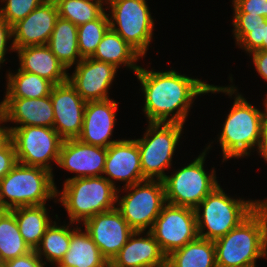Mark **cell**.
<instances>
[{
    "instance_id": "6da1fadb",
    "label": "cell",
    "mask_w": 267,
    "mask_h": 267,
    "mask_svg": "<svg viewBox=\"0 0 267 267\" xmlns=\"http://www.w3.org/2000/svg\"><path fill=\"white\" fill-rule=\"evenodd\" d=\"M144 94L142 108L148 122L185 124L198 96L208 94L210 84L175 70L154 71L139 67L134 74Z\"/></svg>"
},
{
    "instance_id": "7a4b0ae2",
    "label": "cell",
    "mask_w": 267,
    "mask_h": 267,
    "mask_svg": "<svg viewBox=\"0 0 267 267\" xmlns=\"http://www.w3.org/2000/svg\"><path fill=\"white\" fill-rule=\"evenodd\" d=\"M235 85L214 86L210 84L207 93H225L234 97L233 106L226 116L219 142L223 154V160L243 158L250 156L251 150H257L259 155L264 139V122L267 111V95L264 97V111L250 104L241 93H238ZM257 146V147H256Z\"/></svg>"
},
{
    "instance_id": "3957f363",
    "label": "cell",
    "mask_w": 267,
    "mask_h": 267,
    "mask_svg": "<svg viewBox=\"0 0 267 267\" xmlns=\"http://www.w3.org/2000/svg\"><path fill=\"white\" fill-rule=\"evenodd\" d=\"M216 267L256 266L267 257V198L238 226L214 241Z\"/></svg>"
},
{
    "instance_id": "277c9868",
    "label": "cell",
    "mask_w": 267,
    "mask_h": 267,
    "mask_svg": "<svg viewBox=\"0 0 267 267\" xmlns=\"http://www.w3.org/2000/svg\"><path fill=\"white\" fill-rule=\"evenodd\" d=\"M220 184L195 208L198 237L215 241L246 219L264 200L235 199ZM206 230V231H205Z\"/></svg>"
},
{
    "instance_id": "5b68a950",
    "label": "cell",
    "mask_w": 267,
    "mask_h": 267,
    "mask_svg": "<svg viewBox=\"0 0 267 267\" xmlns=\"http://www.w3.org/2000/svg\"><path fill=\"white\" fill-rule=\"evenodd\" d=\"M118 189L104 176L65 180L62 191L57 189L58 200L54 202L62 204L69 222L81 225L98 213L115 209Z\"/></svg>"
},
{
    "instance_id": "8992f818",
    "label": "cell",
    "mask_w": 267,
    "mask_h": 267,
    "mask_svg": "<svg viewBox=\"0 0 267 267\" xmlns=\"http://www.w3.org/2000/svg\"><path fill=\"white\" fill-rule=\"evenodd\" d=\"M56 194L54 174L38 166L17 163L0 181V206L3 210L45 205L50 199L57 198Z\"/></svg>"
},
{
    "instance_id": "52a82bcc",
    "label": "cell",
    "mask_w": 267,
    "mask_h": 267,
    "mask_svg": "<svg viewBox=\"0 0 267 267\" xmlns=\"http://www.w3.org/2000/svg\"><path fill=\"white\" fill-rule=\"evenodd\" d=\"M211 147L209 143L194 161L166 175L163 179L166 203L195 209L219 185L214 167L210 173L204 169Z\"/></svg>"
},
{
    "instance_id": "ba28073f",
    "label": "cell",
    "mask_w": 267,
    "mask_h": 267,
    "mask_svg": "<svg viewBox=\"0 0 267 267\" xmlns=\"http://www.w3.org/2000/svg\"><path fill=\"white\" fill-rule=\"evenodd\" d=\"M184 124L148 122L143 137L135 139L140 151L143 176L149 180H163L165 170L172 167Z\"/></svg>"
},
{
    "instance_id": "9c48e42d",
    "label": "cell",
    "mask_w": 267,
    "mask_h": 267,
    "mask_svg": "<svg viewBox=\"0 0 267 267\" xmlns=\"http://www.w3.org/2000/svg\"><path fill=\"white\" fill-rule=\"evenodd\" d=\"M107 5V6H106ZM110 28L118 33L141 57L152 42L154 19L146 0H108Z\"/></svg>"
},
{
    "instance_id": "30bf717a",
    "label": "cell",
    "mask_w": 267,
    "mask_h": 267,
    "mask_svg": "<svg viewBox=\"0 0 267 267\" xmlns=\"http://www.w3.org/2000/svg\"><path fill=\"white\" fill-rule=\"evenodd\" d=\"M120 189L116 209L134 231H150L166 204L163 180L147 179ZM120 191L127 195L120 197Z\"/></svg>"
},
{
    "instance_id": "8fae6325",
    "label": "cell",
    "mask_w": 267,
    "mask_h": 267,
    "mask_svg": "<svg viewBox=\"0 0 267 267\" xmlns=\"http://www.w3.org/2000/svg\"><path fill=\"white\" fill-rule=\"evenodd\" d=\"M10 129L18 163L42 167L53 173L51 162L58 163L64 141L56 130L43 126Z\"/></svg>"
},
{
    "instance_id": "7c38bea8",
    "label": "cell",
    "mask_w": 267,
    "mask_h": 267,
    "mask_svg": "<svg viewBox=\"0 0 267 267\" xmlns=\"http://www.w3.org/2000/svg\"><path fill=\"white\" fill-rule=\"evenodd\" d=\"M150 232L168 256L198 237L195 209L166 203Z\"/></svg>"
},
{
    "instance_id": "4fadbf2b",
    "label": "cell",
    "mask_w": 267,
    "mask_h": 267,
    "mask_svg": "<svg viewBox=\"0 0 267 267\" xmlns=\"http://www.w3.org/2000/svg\"><path fill=\"white\" fill-rule=\"evenodd\" d=\"M82 225L85 227L83 230L89 234L108 262L121 250L134 232L116 208L98 213L85 220Z\"/></svg>"
},
{
    "instance_id": "5bb4252c",
    "label": "cell",
    "mask_w": 267,
    "mask_h": 267,
    "mask_svg": "<svg viewBox=\"0 0 267 267\" xmlns=\"http://www.w3.org/2000/svg\"><path fill=\"white\" fill-rule=\"evenodd\" d=\"M50 98L54 113L53 128L64 140L76 139L82 131L87 102L68 81L54 85Z\"/></svg>"
},
{
    "instance_id": "9a60e30c",
    "label": "cell",
    "mask_w": 267,
    "mask_h": 267,
    "mask_svg": "<svg viewBox=\"0 0 267 267\" xmlns=\"http://www.w3.org/2000/svg\"><path fill=\"white\" fill-rule=\"evenodd\" d=\"M74 68V72L68 74V82L83 100L87 102L110 99L108 90L118 68L91 57L83 58Z\"/></svg>"
},
{
    "instance_id": "2e32d148",
    "label": "cell",
    "mask_w": 267,
    "mask_h": 267,
    "mask_svg": "<svg viewBox=\"0 0 267 267\" xmlns=\"http://www.w3.org/2000/svg\"><path fill=\"white\" fill-rule=\"evenodd\" d=\"M103 175L114 187L116 181L124 182L122 187H127L147 180L142 173L140 151L135 139H120L107 148Z\"/></svg>"
},
{
    "instance_id": "e0dca14e",
    "label": "cell",
    "mask_w": 267,
    "mask_h": 267,
    "mask_svg": "<svg viewBox=\"0 0 267 267\" xmlns=\"http://www.w3.org/2000/svg\"><path fill=\"white\" fill-rule=\"evenodd\" d=\"M59 18L54 0H45L25 18L12 26L14 48L47 45Z\"/></svg>"
},
{
    "instance_id": "ac0fdd59",
    "label": "cell",
    "mask_w": 267,
    "mask_h": 267,
    "mask_svg": "<svg viewBox=\"0 0 267 267\" xmlns=\"http://www.w3.org/2000/svg\"><path fill=\"white\" fill-rule=\"evenodd\" d=\"M107 157V149L99 146L88 145L76 139L63 141L57 166L76 173V178L103 176L104 165Z\"/></svg>"
},
{
    "instance_id": "d6986e66",
    "label": "cell",
    "mask_w": 267,
    "mask_h": 267,
    "mask_svg": "<svg viewBox=\"0 0 267 267\" xmlns=\"http://www.w3.org/2000/svg\"><path fill=\"white\" fill-rule=\"evenodd\" d=\"M116 110H118V102L112 98L87 101L82 131L77 139L82 143L106 149L119 141L120 139L112 140L111 138L116 125Z\"/></svg>"
},
{
    "instance_id": "ffe728a7",
    "label": "cell",
    "mask_w": 267,
    "mask_h": 267,
    "mask_svg": "<svg viewBox=\"0 0 267 267\" xmlns=\"http://www.w3.org/2000/svg\"><path fill=\"white\" fill-rule=\"evenodd\" d=\"M0 117L5 122L17 124L10 128L43 126L53 128V104L49 96L38 99H3L0 102Z\"/></svg>"
},
{
    "instance_id": "44dd1931",
    "label": "cell",
    "mask_w": 267,
    "mask_h": 267,
    "mask_svg": "<svg viewBox=\"0 0 267 267\" xmlns=\"http://www.w3.org/2000/svg\"><path fill=\"white\" fill-rule=\"evenodd\" d=\"M145 232L134 231L127 243L109 262V267H141L164 262L167 256L151 232Z\"/></svg>"
},
{
    "instance_id": "7402d4cb",
    "label": "cell",
    "mask_w": 267,
    "mask_h": 267,
    "mask_svg": "<svg viewBox=\"0 0 267 267\" xmlns=\"http://www.w3.org/2000/svg\"><path fill=\"white\" fill-rule=\"evenodd\" d=\"M21 71L34 73L54 85L68 81V70L61 64L47 45L14 48Z\"/></svg>"
},
{
    "instance_id": "603a6c76",
    "label": "cell",
    "mask_w": 267,
    "mask_h": 267,
    "mask_svg": "<svg viewBox=\"0 0 267 267\" xmlns=\"http://www.w3.org/2000/svg\"><path fill=\"white\" fill-rule=\"evenodd\" d=\"M82 228L77 225L71 229L69 249L59 264L63 267H109L96 243Z\"/></svg>"
},
{
    "instance_id": "cb8c5ba5",
    "label": "cell",
    "mask_w": 267,
    "mask_h": 267,
    "mask_svg": "<svg viewBox=\"0 0 267 267\" xmlns=\"http://www.w3.org/2000/svg\"><path fill=\"white\" fill-rule=\"evenodd\" d=\"M91 58L107 62L116 68L123 65L135 74L140 67L137 61L142 57L118 33L109 28Z\"/></svg>"
},
{
    "instance_id": "d4e9b609",
    "label": "cell",
    "mask_w": 267,
    "mask_h": 267,
    "mask_svg": "<svg viewBox=\"0 0 267 267\" xmlns=\"http://www.w3.org/2000/svg\"><path fill=\"white\" fill-rule=\"evenodd\" d=\"M77 33L78 27L75 24L59 17L47 43L49 49L68 71L83 59L78 49Z\"/></svg>"
},
{
    "instance_id": "484cf974",
    "label": "cell",
    "mask_w": 267,
    "mask_h": 267,
    "mask_svg": "<svg viewBox=\"0 0 267 267\" xmlns=\"http://www.w3.org/2000/svg\"><path fill=\"white\" fill-rule=\"evenodd\" d=\"M20 234L32 250L40 244L47 227L52 223L45 205L22 206L11 209Z\"/></svg>"
},
{
    "instance_id": "4316f807",
    "label": "cell",
    "mask_w": 267,
    "mask_h": 267,
    "mask_svg": "<svg viewBox=\"0 0 267 267\" xmlns=\"http://www.w3.org/2000/svg\"><path fill=\"white\" fill-rule=\"evenodd\" d=\"M170 267H216V250L212 240L197 237L167 256Z\"/></svg>"
},
{
    "instance_id": "83f0119b",
    "label": "cell",
    "mask_w": 267,
    "mask_h": 267,
    "mask_svg": "<svg viewBox=\"0 0 267 267\" xmlns=\"http://www.w3.org/2000/svg\"><path fill=\"white\" fill-rule=\"evenodd\" d=\"M6 94L4 99H38L49 96L54 86L49 80L34 73L21 71H7Z\"/></svg>"
},
{
    "instance_id": "f1b7e54d",
    "label": "cell",
    "mask_w": 267,
    "mask_h": 267,
    "mask_svg": "<svg viewBox=\"0 0 267 267\" xmlns=\"http://www.w3.org/2000/svg\"><path fill=\"white\" fill-rule=\"evenodd\" d=\"M58 224L55 220L47 227L40 244L35 249L37 255L42 261L44 260L46 265L47 262L59 264L69 249L72 228L69 226L71 224L73 226L74 223L69 222V225L61 226Z\"/></svg>"
},
{
    "instance_id": "f546056e",
    "label": "cell",
    "mask_w": 267,
    "mask_h": 267,
    "mask_svg": "<svg viewBox=\"0 0 267 267\" xmlns=\"http://www.w3.org/2000/svg\"><path fill=\"white\" fill-rule=\"evenodd\" d=\"M24 241L14 213L11 210L0 212V258L1 263L15 259L31 252Z\"/></svg>"
},
{
    "instance_id": "4dcf8cb0",
    "label": "cell",
    "mask_w": 267,
    "mask_h": 267,
    "mask_svg": "<svg viewBox=\"0 0 267 267\" xmlns=\"http://www.w3.org/2000/svg\"><path fill=\"white\" fill-rule=\"evenodd\" d=\"M59 17L71 21L77 27L97 19L105 10L100 0H54Z\"/></svg>"
},
{
    "instance_id": "1f68e13d",
    "label": "cell",
    "mask_w": 267,
    "mask_h": 267,
    "mask_svg": "<svg viewBox=\"0 0 267 267\" xmlns=\"http://www.w3.org/2000/svg\"><path fill=\"white\" fill-rule=\"evenodd\" d=\"M109 28V17L106 10L97 19L78 26L77 42L82 58L94 55Z\"/></svg>"
},
{
    "instance_id": "d6a6232c",
    "label": "cell",
    "mask_w": 267,
    "mask_h": 267,
    "mask_svg": "<svg viewBox=\"0 0 267 267\" xmlns=\"http://www.w3.org/2000/svg\"><path fill=\"white\" fill-rule=\"evenodd\" d=\"M233 37L239 48L242 47L248 55L262 50L263 22L256 26H233Z\"/></svg>"
},
{
    "instance_id": "836d02e7",
    "label": "cell",
    "mask_w": 267,
    "mask_h": 267,
    "mask_svg": "<svg viewBox=\"0 0 267 267\" xmlns=\"http://www.w3.org/2000/svg\"><path fill=\"white\" fill-rule=\"evenodd\" d=\"M45 0H0V16L11 26L25 18Z\"/></svg>"
},
{
    "instance_id": "e575fe53",
    "label": "cell",
    "mask_w": 267,
    "mask_h": 267,
    "mask_svg": "<svg viewBox=\"0 0 267 267\" xmlns=\"http://www.w3.org/2000/svg\"><path fill=\"white\" fill-rule=\"evenodd\" d=\"M233 13H250L267 19V0H232Z\"/></svg>"
},
{
    "instance_id": "d590c367",
    "label": "cell",
    "mask_w": 267,
    "mask_h": 267,
    "mask_svg": "<svg viewBox=\"0 0 267 267\" xmlns=\"http://www.w3.org/2000/svg\"><path fill=\"white\" fill-rule=\"evenodd\" d=\"M10 40H12V26L0 16V68L2 67L1 64L4 65L3 63L7 60L5 55L8 49L11 52L15 51L13 44L9 45Z\"/></svg>"
},
{
    "instance_id": "8d00e7d4",
    "label": "cell",
    "mask_w": 267,
    "mask_h": 267,
    "mask_svg": "<svg viewBox=\"0 0 267 267\" xmlns=\"http://www.w3.org/2000/svg\"><path fill=\"white\" fill-rule=\"evenodd\" d=\"M17 163L15 146L11 141L2 151H0V181Z\"/></svg>"
},
{
    "instance_id": "74e56055",
    "label": "cell",
    "mask_w": 267,
    "mask_h": 267,
    "mask_svg": "<svg viewBox=\"0 0 267 267\" xmlns=\"http://www.w3.org/2000/svg\"><path fill=\"white\" fill-rule=\"evenodd\" d=\"M3 267H45L46 264L40 259L35 250L26 255L16 257L1 264Z\"/></svg>"
},
{
    "instance_id": "f35d334b",
    "label": "cell",
    "mask_w": 267,
    "mask_h": 267,
    "mask_svg": "<svg viewBox=\"0 0 267 267\" xmlns=\"http://www.w3.org/2000/svg\"><path fill=\"white\" fill-rule=\"evenodd\" d=\"M232 26H256L261 25L266 20L259 15H250V13H234Z\"/></svg>"
},
{
    "instance_id": "ab89813d",
    "label": "cell",
    "mask_w": 267,
    "mask_h": 267,
    "mask_svg": "<svg viewBox=\"0 0 267 267\" xmlns=\"http://www.w3.org/2000/svg\"><path fill=\"white\" fill-rule=\"evenodd\" d=\"M249 56H252L253 65L264 81H267V51L258 50L251 53Z\"/></svg>"
},
{
    "instance_id": "60d3db41",
    "label": "cell",
    "mask_w": 267,
    "mask_h": 267,
    "mask_svg": "<svg viewBox=\"0 0 267 267\" xmlns=\"http://www.w3.org/2000/svg\"><path fill=\"white\" fill-rule=\"evenodd\" d=\"M3 123L6 124L5 120L0 117V151L12 141V130L10 126H5Z\"/></svg>"
},
{
    "instance_id": "b9f144b4",
    "label": "cell",
    "mask_w": 267,
    "mask_h": 267,
    "mask_svg": "<svg viewBox=\"0 0 267 267\" xmlns=\"http://www.w3.org/2000/svg\"><path fill=\"white\" fill-rule=\"evenodd\" d=\"M259 156H261L265 160V162H267V111L265 114V122H264L263 145H262L261 151L259 153Z\"/></svg>"
},
{
    "instance_id": "7bdbcfd3",
    "label": "cell",
    "mask_w": 267,
    "mask_h": 267,
    "mask_svg": "<svg viewBox=\"0 0 267 267\" xmlns=\"http://www.w3.org/2000/svg\"><path fill=\"white\" fill-rule=\"evenodd\" d=\"M262 50L267 51V19L263 22Z\"/></svg>"
},
{
    "instance_id": "ee69618b",
    "label": "cell",
    "mask_w": 267,
    "mask_h": 267,
    "mask_svg": "<svg viewBox=\"0 0 267 267\" xmlns=\"http://www.w3.org/2000/svg\"><path fill=\"white\" fill-rule=\"evenodd\" d=\"M141 267H170L167 259L162 262V263H158V264H151V265H146V266H141Z\"/></svg>"
},
{
    "instance_id": "f6af8a7d",
    "label": "cell",
    "mask_w": 267,
    "mask_h": 267,
    "mask_svg": "<svg viewBox=\"0 0 267 267\" xmlns=\"http://www.w3.org/2000/svg\"><path fill=\"white\" fill-rule=\"evenodd\" d=\"M51 265H55V267L57 266V267H63V266H61L60 264H51Z\"/></svg>"
}]
</instances>
